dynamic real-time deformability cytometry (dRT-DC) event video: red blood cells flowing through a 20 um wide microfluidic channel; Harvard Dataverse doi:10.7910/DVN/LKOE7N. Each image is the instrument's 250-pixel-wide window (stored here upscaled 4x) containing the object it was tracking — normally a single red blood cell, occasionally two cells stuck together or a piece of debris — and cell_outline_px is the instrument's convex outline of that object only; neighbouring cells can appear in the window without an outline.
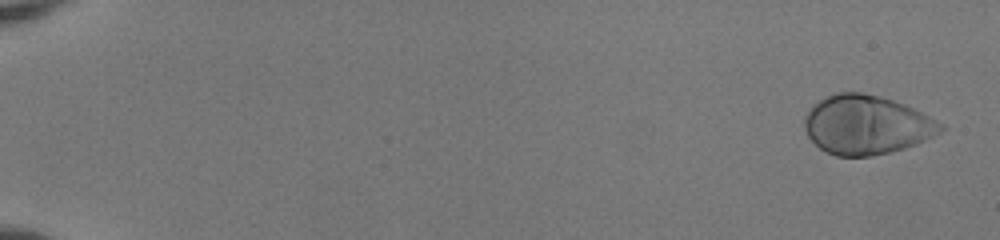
{"species": "human", "species_latin": "Homo sapiens", "temperature_condition": "room temperature", "stored_images_in_passage": 53, "camera_frame_rate_fps": 3000, "um_per_image_px": 0.085, "donor": {"sex": "female"}, "frame": {"image": 1, "passage_image": 2, "time_ms": 0.333, "image_size_px": [1000, 240], "cell_outline_px": [[944, 128], [940, 132], [916, 144], [904, 148], [872, 156], [836, 156], [820, 148], [808, 136], [804, 128], [804, 116], [820, 100], [836, 92], [860, 92], [880, 96], [904, 104], [944, 124]], "centroid_in_image_um": [73.64, 10.61], "position_along_channel_um": 11.4, "area_um2": 46.36}}
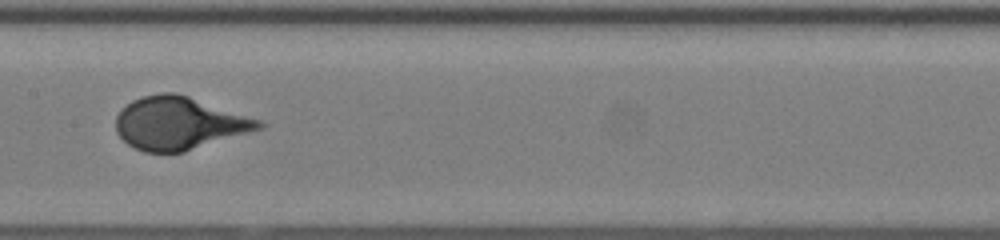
{"frame": {"image": 2, "passage_image": 30, "time_ms": 9.667, "image_size_px": [1000, 240], "cell_outline_px": [[268, 124], [264, 128], [184, 152], [144, 152], [128, 144], [116, 132], [116, 116], [132, 100], [144, 96], [160, 92], [176, 92], [264, 120]], "centroid_in_image_um": [15.29, 10.47], "position_along_channel_um": 192.1, "area_um2": 44.16}}
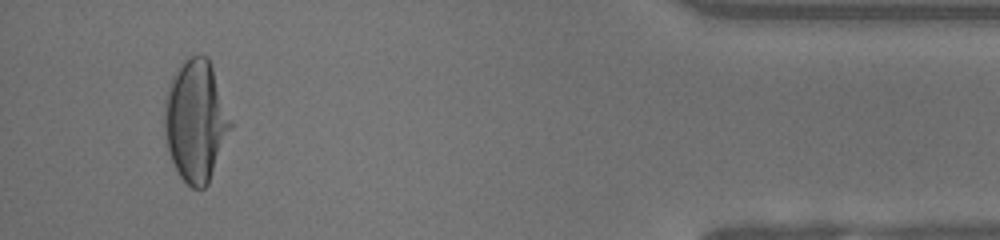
{"frame": {"image": 3, "passage_image": 51, "time_ms": 16.667, "image_size_px": [1000, 240], "cell_outline_px": [[236, 124], [208, 184], [204, 188], [192, 188], [180, 176], [168, 152], [164, 128], [164, 96], [168, 84], [180, 64], [188, 56], [200, 52], [208, 56], [212, 64]], "centroid_in_image_um": [16.7, 10.21], "position_along_channel_um": 418.5, "area_um2": 48.55}}